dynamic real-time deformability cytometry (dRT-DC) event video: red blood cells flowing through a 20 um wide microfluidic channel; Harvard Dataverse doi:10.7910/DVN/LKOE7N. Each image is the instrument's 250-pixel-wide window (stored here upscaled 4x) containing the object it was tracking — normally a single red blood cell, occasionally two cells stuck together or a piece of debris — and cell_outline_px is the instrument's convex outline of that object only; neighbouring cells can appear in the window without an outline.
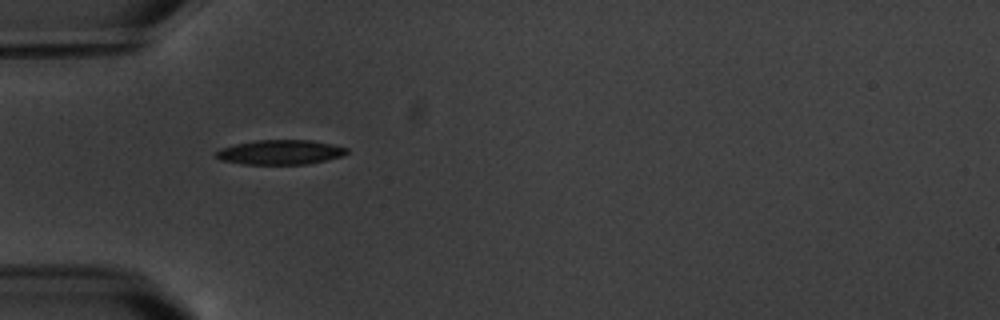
{"species": "common noctule bat (a hibernating species)", "species_latin": "Nyctalus noctula", "temperature_condition": "warm", "stored_images_in_passage": 3, "camera_frame_rate_fps": 3000, "um_per_image_px": 0.085, "animal": {"sex": "male", "body_mass_g": 20.1, "forearm_length_mm": 53.5}, "frame": {"image": 1, "passage_image": 1, "time_ms": 0.0, "image_size_px": [1000, 320], "cell_outline_px": [[348, 152], [340, 156], [308, 164], [244, 164], [220, 160], [216, 156], [216, 152], [220, 148], [236, 144], [256, 140], [312, 140], [332, 144], [348, 148]], "centroid_in_image_um": [23.81, 12.93], "position_along_channel_um": 61.2, "area_um2": 18.61}}
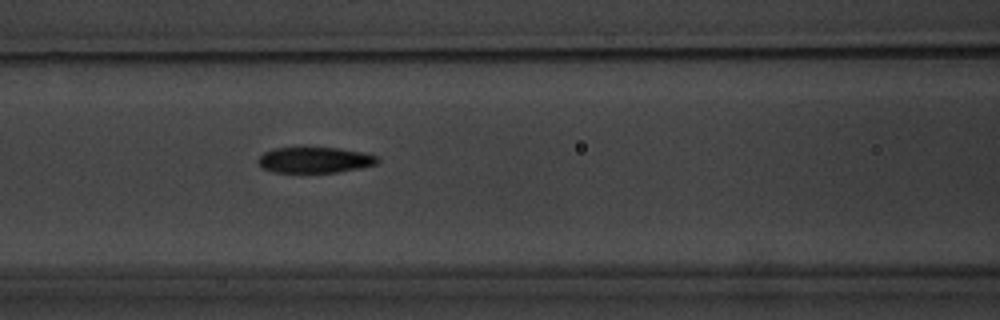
{"frame": {"image": 2, "passage_image": 3, "time_ms": 2.333, "image_size_px": [1000, 320], "cell_outline_px": [[380, 160], [376, 164], [360, 168], [336, 172], [272, 172], [264, 168], [256, 160], [264, 152], [272, 148], [336, 148], [360, 152], [376, 156]], "centroid_in_image_um": [26.73, 13.6], "position_along_channel_um": 139.9, "area_um2": 17.69}}